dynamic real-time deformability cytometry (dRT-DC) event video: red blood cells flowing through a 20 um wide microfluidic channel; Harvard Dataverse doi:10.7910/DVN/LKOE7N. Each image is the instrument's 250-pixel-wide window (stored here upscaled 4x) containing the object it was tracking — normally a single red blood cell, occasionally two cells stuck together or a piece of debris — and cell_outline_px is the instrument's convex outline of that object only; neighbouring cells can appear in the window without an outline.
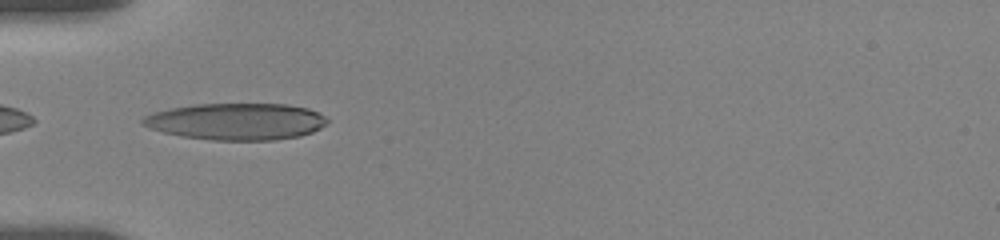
{"species": "human", "species_latin": "Homo sapiens", "temperature_condition": "room temperature", "stored_images_in_passage": 31, "camera_frame_rate_fps": 3000, "um_per_image_px": 0.085, "donor": {"sex": "female"}, "frame": {"image": 1, "passage_image": 1, "time_ms": 0.0, "image_size_px": [1000, 240], "cell_outline_px": [[328, 120], [320, 128], [312, 132], [300, 136], [276, 140], [212, 140], [180, 136], [148, 128], [140, 124], [140, 120], [144, 116], [156, 112], [172, 108], [196, 104], [288, 104], [308, 108], [324, 116]], "centroid_in_image_um": [20.07, 10.33], "position_along_channel_um": 64.9, "area_um2": 39.48}}
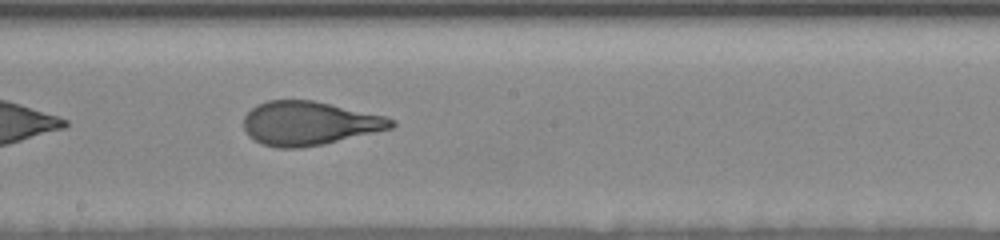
{"frame": {"image": 2, "passage_image": 14, "time_ms": 4.333, "image_size_px": [1000, 240], "cell_outline_px": [[396, 124], [392, 128], [324, 144], [300, 148], [276, 148], [260, 144], [248, 136], [244, 128], [244, 116], [256, 104], [268, 100], [312, 100], [384, 116], [396, 120]], "centroid_in_image_um": [26.24, 10.49], "position_along_channel_um": 222.0, "area_um2": 37.69}}
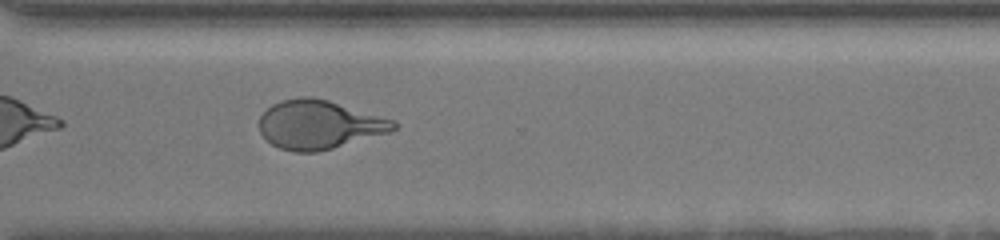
{"frame": {"image": 3, "passage_image": 24, "time_ms": 7.667, "image_size_px": [1000, 240], "cell_outline_px": [[400, 124], [392, 132], [332, 148], [316, 152], [296, 152], [280, 148], [272, 144], [260, 132], [260, 116], [272, 104], [280, 100], [300, 96], [312, 96], [328, 100], [396, 120]], "centroid_in_image_um": [27.16, 10.58], "position_along_channel_um": 343.4, "area_um2": 38.32}, "authors_computed_cell_mechanics": {"area_um2": 38.0902, "velocity_mm_per_s": 3.6592, "shape_relaxation_time_tau1_ms": 4.9434, "shape_relaxation_time_tau2_ms": 0.8334, "deformation_change_tau1": 0.2119, "deformation_change_tau2": 0.077}}